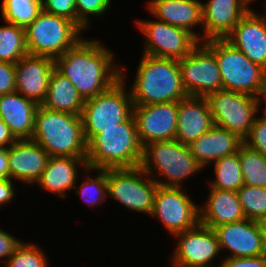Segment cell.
Segmentation results:
<instances>
[{
	"label": "cell",
	"mask_w": 266,
	"mask_h": 267,
	"mask_svg": "<svg viewBox=\"0 0 266 267\" xmlns=\"http://www.w3.org/2000/svg\"><path fill=\"white\" fill-rule=\"evenodd\" d=\"M214 126L206 97L187 96L178 101L175 140L189 145Z\"/></svg>",
	"instance_id": "cell-21"
},
{
	"label": "cell",
	"mask_w": 266,
	"mask_h": 267,
	"mask_svg": "<svg viewBox=\"0 0 266 267\" xmlns=\"http://www.w3.org/2000/svg\"><path fill=\"white\" fill-rule=\"evenodd\" d=\"M237 196L247 219L257 221L266 216V187L243 185Z\"/></svg>",
	"instance_id": "cell-32"
},
{
	"label": "cell",
	"mask_w": 266,
	"mask_h": 267,
	"mask_svg": "<svg viewBox=\"0 0 266 267\" xmlns=\"http://www.w3.org/2000/svg\"><path fill=\"white\" fill-rule=\"evenodd\" d=\"M138 28L144 32L145 55L181 60L200 42L193 34L160 20L137 21Z\"/></svg>",
	"instance_id": "cell-11"
},
{
	"label": "cell",
	"mask_w": 266,
	"mask_h": 267,
	"mask_svg": "<svg viewBox=\"0 0 266 267\" xmlns=\"http://www.w3.org/2000/svg\"><path fill=\"white\" fill-rule=\"evenodd\" d=\"M41 106L52 111L81 115L84 99L78 94L73 83L54 68L46 98Z\"/></svg>",
	"instance_id": "cell-27"
},
{
	"label": "cell",
	"mask_w": 266,
	"mask_h": 267,
	"mask_svg": "<svg viewBox=\"0 0 266 267\" xmlns=\"http://www.w3.org/2000/svg\"><path fill=\"white\" fill-rule=\"evenodd\" d=\"M204 45L215 55L225 90L249 94L261 99L266 88V70L251 62L226 39L206 40Z\"/></svg>",
	"instance_id": "cell-5"
},
{
	"label": "cell",
	"mask_w": 266,
	"mask_h": 267,
	"mask_svg": "<svg viewBox=\"0 0 266 267\" xmlns=\"http://www.w3.org/2000/svg\"><path fill=\"white\" fill-rule=\"evenodd\" d=\"M81 31L73 21L42 10L25 28L28 54L55 60L82 39Z\"/></svg>",
	"instance_id": "cell-8"
},
{
	"label": "cell",
	"mask_w": 266,
	"mask_h": 267,
	"mask_svg": "<svg viewBox=\"0 0 266 267\" xmlns=\"http://www.w3.org/2000/svg\"><path fill=\"white\" fill-rule=\"evenodd\" d=\"M42 10L67 18L77 25L76 0H41Z\"/></svg>",
	"instance_id": "cell-36"
},
{
	"label": "cell",
	"mask_w": 266,
	"mask_h": 267,
	"mask_svg": "<svg viewBox=\"0 0 266 267\" xmlns=\"http://www.w3.org/2000/svg\"><path fill=\"white\" fill-rule=\"evenodd\" d=\"M213 164L216 178L209 183L210 188L237 192L244 185L239 150Z\"/></svg>",
	"instance_id": "cell-28"
},
{
	"label": "cell",
	"mask_w": 266,
	"mask_h": 267,
	"mask_svg": "<svg viewBox=\"0 0 266 267\" xmlns=\"http://www.w3.org/2000/svg\"><path fill=\"white\" fill-rule=\"evenodd\" d=\"M244 185L266 187V157L244 142L239 148Z\"/></svg>",
	"instance_id": "cell-29"
},
{
	"label": "cell",
	"mask_w": 266,
	"mask_h": 267,
	"mask_svg": "<svg viewBox=\"0 0 266 267\" xmlns=\"http://www.w3.org/2000/svg\"><path fill=\"white\" fill-rule=\"evenodd\" d=\"M111 0H76L77 26L83 30L90 26L88 16L103 15L110 8Z\"/></svg>",
	"instance_id": "cell-35"
},
{
	"label": "cell",
	"mask_w": 266,
	"mask_h": 267,
	"mask_svg": "<svg viewBox=\"0 0 266 267\" xmlns=\"http://www.w3.org/2000/svg\"><path fill=\"white\" fill-rule=\"evenodd\" d=\"M131 87L133 105L178 102L186 98L179 60L143 55Z\"/></svg>",
	"instance_id": "cell-3"
},
{
	"label": "cell",
	"mask_w": 266,
	"mask_h": 267,
	"mask_svg": "<svg viewBox=\"0 0 266 267\" xmlns=\"http://www.w3.org/2000/svg\"><path fill=\"white\" fill-rule=\"evenodd\" d=\"M125 77L121 68V78L106 91L84 101L81 112L84 136L87 143L103 129L116 127L133 114L131 93L124 90Z\"/></svg>",
	"instance_id": "cell-7"
},
{
	"label": "cell",
	"mask_w": 266,
	"mask_h": 267,
	"mask_svg": "<svg viewBox=\"0 0 266 267\" xmlns=\"http://www.w3.org/2000/svg\"><path fill=\"white\" fill-rule=\"evenodd\" d=\"M207 199L206 205L199 208L201 225L214 229L246 218L235 191L211 188Z\"/></svg>",
	"instance_id": "cell-26"
},
{
	"label": "cell",
	"mask_w": 266,
	"mask_h": 267,
	"mask_svg": "<svg viewBox=\"0 0 266 267\" xmlns=\"http://www.w3.org/2000/svg\"><path fill=\"white\" fill-rule=\"evenodd\" d=\"M251 62L266 70V18L252 9L225 38Z\"/></svg>",
	"instance_id": "cell-18"
},
{
	"label": "cell",
	"mask_w": 266,
	"mask_h": 267,
	"mask_svg": "<svg viewBox=\"0 0 266 267\" xmlns=\"http://www.w3.org/2000/svg\"><path fill=\"white\" fill-rule=\"evenodd\" d=\"M219 267H265L266 254L254 257L230 258L226 257L220 262Z\"/></svg>",
	"instance_id": "cell-39"
},
{
	"label": "cell",
	"mask_w": 266,
	"mask_h": 267,
	"mask_svg": "<svg viewBox=\"0 0 266 267\" xmlns=\"http://www.w3.org/2000/svg\"><path fill=\"white\" fill-rule=\"evenodd\" d=\"M148 176L141 167L107 169L108 195L132 211L151 216L158 184Z\"/></svg>",
	"instance_id": "cell-10"
},
{
	"label": "cell",
	"mask_w": 266,
	"mask_h": 267,
	"mask_svg": "<svg viewBox=\"0 0 266 267\" xmlns=\"http://www.w3.org/2000/svg\"><path fill=\"white\" fill-rule=\"evenodd\" d=\"M244 3H245V5L247 6V7H249L248 5H249V3L251 2H254V0H242Z\"/></svg>",
	"instance_id": "cell-46"
},
{
	"label": "cell",
	"mask_w": 266,
	"mask_h": 267,
	"mask_svg": "<svg viewBox=\"0 0 266 267\" xmlns=\"http://www.w3.org/2000/svg\"><path fill=\"white\" fill-rule=\"evenodd\" d=\"M179 67L182 85L188 96L206 97L223 89L218 61L203 43L179 60Z\"/></svg>",
	"instance_id": "cell-12"
},
{
	"label": "cell",
	"mask_w": 266,
	"mask_h": 267,
	"mask_svg": "<svg viewBox=\"0 0 266 267\" xmlns=\"http://www.w3.org/2000/svg\"><path fill=\"white\" fill-rule=\"evenodd\" d=\"M21 243V240L16 239L0 228V259L7 258L8 260Z\"/></svg>",
	"instance_id": "cell-40"
},
{
	"label": "cell",
	"mask_w": 266,
	"mask_h": 267,
	"mask_svg": "<svg viewBox=\"0 0 266 267\" xmlns=\"http://www.w3.org/2000/svg\"><path fill=\"white\" fill-rule=\"evenodd\" d=\"M140 167L152 179L156 175L167 179L165 182L153 179L159 186L172 187H181L184 179L202 169L188 145L178 140L154 141L144 145Z\"/></svg>",
	"instance_id": "cell-6"
},
{
	"label": "cell",
	"mask_w": 266,
	"mask_h": 267,
	"mask_svg": "<svg viewBox=\"0 0 266 267\" xmlns=\"http://www.w3.org/2000/svg\"><path fill=\"white\" fill-rule=\"evenodd\" d=\"M79 164H82L84 170H91L86 157L50 156L47 166L36 183L55 195L66 197L67 190L76 187L78 179L76 166Z\"/></svg>",
	"instance_id": "cell-25"
},
{
	"label": "cell",
	"mask_w": 266,
	"mask_h": 267,
	"mask_svg": "<svg viewBox=\"0 0 266 267\" xmlns=\"http://www.w3.org/2000/svg\"><path fill=\"white\" fill-rule=\"evenodd\" d=\"M38 106L17 92L0 95V118L17 140L32 139Z\"/></svg>",
	"instance_id": "cell-23"
},
{
	"label": "cell",
	"mask_w": 266,
	"mask_h": 267,
	"mask_svg": "<svg viewBox=\"0 0 266 267\" xmlns=\"http://www.w3.org/2000/svg\"><path fill=\"white\" fill-rule=\"evenodd\" d=\"M143 146L133 114L116 127L103 129L87 143L86 161L91 170L140 167Z\"/></svg>",
	"instance_id": "cell-2"
},
{
	"label": "cell",
	"mask_w": 266,
	"mask_h": 267,
	"mask_svg": "<svg viewBox=\"0 0 266 267\" xmlns=\"http://www.w3.org/2000/svg\"><path fill=\"white\" fill-rule=\"evenodd\" d=\"M55 60L46 56L26 55L15 64L16 92L42 105L46 98Z\"/></svg>",
	"instance_id": "cell-17"
},
{
	"label": "cell",
	"mask_w": 266,
	"mask_h": 267,
	"mask_svg": "<svg viewBox=\"0 0 266 267\" xmlns=\"http://www.w3.org/2000/svg\"><path fill=\"white\" fill-rule=\"evenodd\" d=\"M244 143L266 157V118L264 116L256 117Z\"/></svg>",
	"instance_id": "cell-37"
},
{
	"label": "cell",
	"mask_w": 266,
	"mask_h": 267,
	"mask_svg": "<svg viewBox=\"0 0 266 267\" xmlns=\"http://www.w3.org/2000/svg\"><path fill=\"white\" fill-rule=\"evenodd\" d=\"M13 185L11 179H0V206L12 201L15 195Z\"/></svg>",
	"instance_id": "cell-41"
},
{
	"label": "cell",
	"mask_w": 266,
	"mask_h": 267,
	"mask_svg": "<svg viewBox=\"0 0 266 267\" xmlns=\"http://www.w3.org/2000/svg\"><path fill=\"white\" fill-rule=\"evenodd\" d=\"M35 244L22 242L13 255L5 261V267H48V260Z\"/></svg>",
	"instance_id": "cell-33"
},
{
	"label": "cell",
	"mask_w": 266,
	"mask_h": 267,
	"mask_svg": "<svg viewBox=\"0 0 266 267\" xmlns=\"http://www.w3.org/2000/svg\"><path fill=\"white\" fill-rule=\"evenodd\" d=\"M261 95L265 98L264 101H266V88L263 90V92L261 93ZM263 116L266 118V108L264 110V115Z\"/></svg>",
	"instance_id": "cell-45"
},
{
	"label": "cell",
	"mask_w": 266,
	"mask_h": 267,
	"mask_svg": "<svg viewBox=\"0 0 266 267\" xmlns=\"http://www.w3.org/2000/svg\"><path fill=\"white\" fill-rule=\"evenodd\" d=\"M16 92L15 64L0 61V95Z\"/></svg>",
	"instance_id": "cell-38"
},
{
	"label": "cell",
	"mask_w": 266,
	"mask_h": 267,
	"mask_svg": "<svg viewBox=\"0 0 266 267\" xmlns=\"http://www.w3.org/2000/svg\"><path fill=\"white\" fill-rule=\"evenodd\" d=\"M257 224L266 245V216L258 219Z\"/></svg>",
	"instance_id": "cell-44"
},
{
	"label": "cell",
	"mask_w": 266,
	"mask_h": 267,
	"mask_svg": "<svg viewBox=\"0 0 266 267\" xmlns=\"http://www.w3.org/2000/svg\"><path fill=\"white\" fill-rule=\"evenodd\" d=\"M32 140L50 156L86 157L87 141L81 115L52 111L39 105Z\"/></svg>",
	"instance_id": "cell-4"
},
{
	"label": "cell",
	"mask_w": 266,
	"mask_h": 267,
	"mask_svg": "<svg viewBox=\"0 0 266 267\" xmlns=\"http://www.w3.org/2000/svg\"><path fill=\"white\" fill-rule=\"evenodd\" d=\"M174 236L180 238L173 253L172 267H214L211 264L221 250L212 228L199 223Z\"/></svg>",
	"instance_id": "cell-14"
},
{
	"label": "cell",
	"mask_w": 266,
	"mask_h": 267,
	"mask_svg": "<svg viewBox=\"0 0 266 267\" xmlns=\"http://www.w3.org/2000/svg\"><path fill=\"white\" fill-rule=\"evenodd\" d=\"M113 53L100 41L83 38L55 59V68L68 78L85 100L106 91L121 78ZM116 66V67H115Z\"/></svg>",
	"instance_id": "cell-1"
},
{
	"label": "cell",
	"mask_w": 266,
	"mask_h": 267,
	"mask_svg": "<svg viewBox=\"0 0 266 267\" xmlns=\"http://www.w3.org/2000/svg\"><path fill=\"white\" fill-rule=\"evenodd\" d=\"M49 158L50 155L34 140H17L8 147L9 179L30 185L36 183Z\"/></svg>",
	"instance_id": "cell-20"
},
{
	"label": "cell",
	"mask_w": 266,
	"mask_h": 267,
	"mask_svg": "<svg viewBox=\"0 0 266 267\" xmlns=\"http://www.w3.org/2000/svg\"><path fill=\"white\" fill-rule=\"evenodd\" d=\"M220 250L228 249L230 258L254 257L266 254V245L257 221L245 218L242 221L220 225L213 229Z\"/></svg>",
	"instance_id": "cell-16"
},
{
	"label": "cell",
	"mask_w": 266,
	"mask_h": 267,
	"mask_svg": "<svg viewBox=\"0 0 266 267\" xmlns=\"http://www.w3.org/2000/svg\"><path fill=\"white\" fill-rule=\"evenodd\" d=\"M41 11V0H2L1 14L5 23L26 28Z\"/></svg>",
	"instance_id": "cell-31"
},
{
	"label": "cell",
	"mask_w": 266,
	"mask_h": 267,
	"mask_svg": "<svg viewBox=\"0 0 266 267\" xmlns=\"http://www.w3.org/2000/svg\"><path fill=\"white\" fill-rule=\"evenodd\" d=\"M16 141L8 125L0 118V148H8Z\"/></svg>",
	"instance_id": "cell-42"
},
{
	"label": "cell",
	"mask_w": 266,
	"mask_h": 267,
	"mask_svg": "<svg viewBox=\"0 0 266 267\" xmlns=\"http://www.w3.org/2000/svg\"><path fill=\"white\" fill-rule=\"evenodd\" d=\"M251 10L242 0H210L202 3L203 40L225 39Z\"/></svg>",
	"instance_id": "cell-19"
},
{
	"label": "cell",
	"mask_w": 266,
	"mask_h": 267,
	"mask_svg": "<svg viewBox=\"0 0 266 267\" xmlns=\"http://www.w3.org/2000/svg\"><path fill=\"white\" fill-rule=\"evenodd\" d=\"M0 179H9L8 148H0Z\"/></svg>",
	"instance_id": "cell-43"
},
{
	"label": "cell",
	"mask_w": 266,
	"mask_h": 267,
	"mask_svg": "<svg viewBox=\"0 0 266 267\" xmlns=\"http://www.w3.org/2000/svg\"><path fill=\"white\" fill-rule=\"evenodd\" d=\"M215 126L227 129L243 141L248 137L262 99L221 89L206 96Z\"/></svg>",
	"instance_id": "cell-9"
},
{
	"label": "cell",
	"mask_w": 266,
	"mask_h": 267,
	"mask_svg": "<svg viewBox=\"0 0 266 267\" xmlns=\"http://www.w3.org/2000/svg\"><path fill=\"white\" fill-rule=\"evenodd\" d=\"M178 102L133 105V116L142 146L154 141L175 140Z\"/></svg>",
	"instance_id": "cell-15"
},
{
	"label": "cell",
	"mask_w": 266,
	"mask_h": 267,
	"mask_svg": "<svg viewBox=\"0 0 266 267\" xmlns=\"http://www.w3.org/2000/svg\"><path fill=\"white\" fill-rule=\"evenodd\" d=\"M243 142L233 132L214 125L188 147L198 164L205 168L210 161L215 163L225 156L238 152Z\"/></svg>",
	"instance_id": "cell-22"
},
{
	"label": "cell",
	"mask_w": 266,
	"mask_h": 267,
	"mask_svg": "<svg viewBox=\"0 0 266 267\" xmlns=\"http://www.w3.org/2000/svg\"><path fill=\"white\" fill-rule=\"evenodd\" d=\"M181 188L158 185L151 213L173 235L193 229L200 223L199 207Z\"/></svg>",
	"instance_id": "cell-13"
},
{
	"label": "cell",
	"mask_w": 266,
	"mask_h": 267,
	"mask_svg": "<svg viewBox=\"0 0 266 267\" xmlns=\"http://www.w3.org/2000/svg\"><path fill=\"white\" fill-rule=\"evenodd\" d=\"M148 9L158 20L187 30L201 42V36L192 30L202 24V2L199 0H151Z\"/></svg>",
	"instance_id": "cell-24"
},
{
	"label": "cell",
	"mask_w": 266,
	"mask_h": 267,
	"mask_svg": "<svg viewBox=\"0 0 266 267\" xmlns=\"http://www.w3.org/2000/svg\"><path fill=\"white\" fill-rule=\"evenodd\" d=\"M7 24L0 27V61L16 64L28 55L25 28Z\"/></svg>",
	"instance_id": "cell-30"
},
{
	"label": "cell",
	"mask_w": 266,
	"mask_h": 267,
	"mask_svg": "<svg viewBox=\"0 0 266 267\" xmlns=\"http://www.w3.org/2000/svg\"><path fill=\"white\" fill-rule=\"evenodd\" d=\"M97 176L91 178L86 176V182L81 183L80 188L75 189V193L81 195L83 200L90 206L100 204L108 194L107 190V169H97Z\"/></svg>",
	"instance_id": "cell-34"
}]
</instances>
